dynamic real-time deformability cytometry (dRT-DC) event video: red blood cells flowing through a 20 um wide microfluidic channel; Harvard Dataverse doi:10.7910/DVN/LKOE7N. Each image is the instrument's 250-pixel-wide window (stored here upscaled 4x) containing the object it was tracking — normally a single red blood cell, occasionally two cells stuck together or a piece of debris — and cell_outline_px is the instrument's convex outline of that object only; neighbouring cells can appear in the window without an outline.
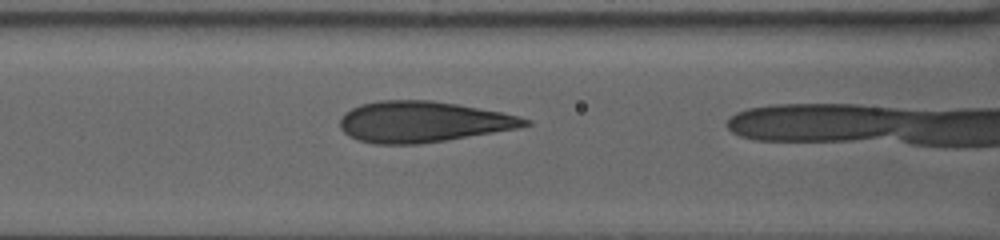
{"species": "human", "species_latin": "Homo sapiens", "temperature_condition": "warm", "stored_images_in_passage": 13, "camera_frame_rate_fps": 3000, "um_per_image_px": 0.085, "donor": {"sex": "female"}, "frame": {"image": 1, "passage_image": 12, "time_ms": 3.667, "image_size_px": [1000, 240], "cell_outline_px": [[532, 124], [516, 128], [448, 140], [420, 144], [372, 144], [356, 140], [348, 136], [340, 128], [340, 120], [344, 112], [360, 104], [380, 100], [432, 100], [456, 104], [500, 112], [532, 120]], "centroid_in_image_um": [35.88, 10.36], "position_along_channel_um": 130.7, "area_um2": 44.1}}